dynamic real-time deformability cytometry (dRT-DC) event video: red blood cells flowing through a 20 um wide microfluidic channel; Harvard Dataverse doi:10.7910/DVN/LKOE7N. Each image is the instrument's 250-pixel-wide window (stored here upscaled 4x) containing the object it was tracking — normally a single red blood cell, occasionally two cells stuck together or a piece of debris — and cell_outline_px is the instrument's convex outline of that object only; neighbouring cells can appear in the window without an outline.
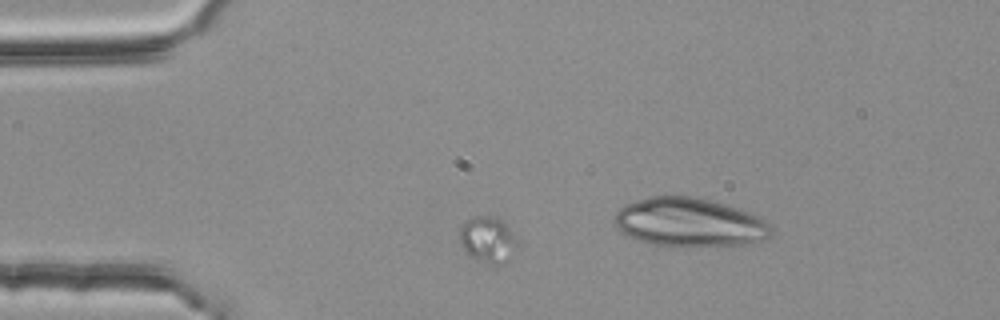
{"species": "common noctule bat (a hibernating species)", "species_latin": "Nyctalus noctula", "temperature_condition": "room temperature", "stored_images_in_passage": 48, "segment_of_instrument_passage": [2, 2], "camera_frame_rate_fps": 3000, "um_per_image_px": 0.085, "animal": {"sex": "female", "body_mass_g": 25.1}, "frame": {"image": 1, "passage_image": 8, "time_ms": 2.333, "image_size_px": [1000, 320], "cell_outline_px": [[520, 248], [504, 264], [496, 268], [492, 268], [472, 256], [460, 244], [460, 228], [472, 216], [496, 216], [516, 236], [520, 244]], "centroid_in_image_um": [41.54, 20.43], "position_along_channel_um": 43.5, "area_um2": 15.95}}